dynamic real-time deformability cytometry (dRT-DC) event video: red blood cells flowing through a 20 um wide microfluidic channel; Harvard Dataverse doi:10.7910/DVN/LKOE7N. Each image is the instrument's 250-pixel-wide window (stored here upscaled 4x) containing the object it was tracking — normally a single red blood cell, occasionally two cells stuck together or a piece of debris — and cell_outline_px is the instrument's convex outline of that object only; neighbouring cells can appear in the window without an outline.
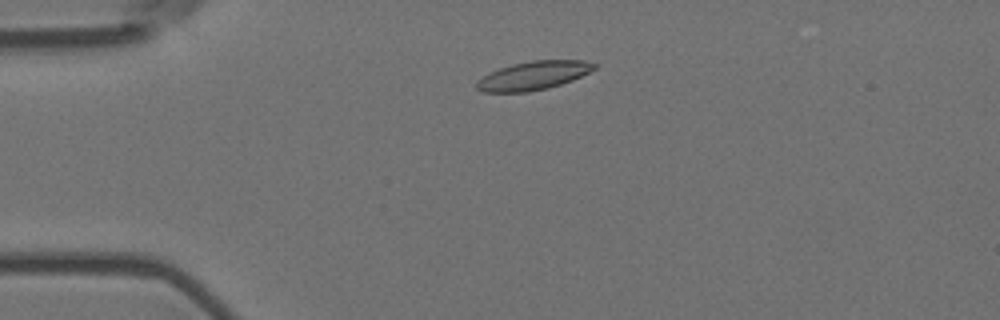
{"species": "Egyptian fruit bat (a non-hibernating species)", "species_latin": "Rousettus aegyptiacus", "temperature_condition": "room temperature", "stored_images_in_passage": 51, "camera_frame_rate_fps": 3000, "um_per_image_px": 0.085, "animal": {"sex": "female"}, "frame": {"image": 1, "passage_image": 8, "time_ms": 2.333, "image_size_px": [1000, 320], "cell_outline_px": [[596, 68], [572, 80], [548, 88], [528, 92], [484, 92], [476, 88], [476, 80], [488, 72], [512, 64], [532, 60], [584, 60], [596, 64]], "centroid_in_image_um": [45.29, 6.42], "position_along_channel_um": 39.7, "area_um2": 19.59}}
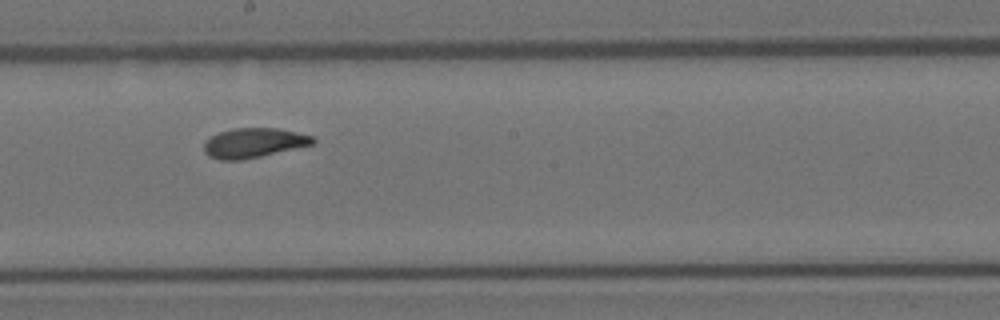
{"frame": {"image": 2, "passage_image": 26, "time_ms": 8.333, "image_size_px": [1000, 320], "cell_outline_px": [[316, 140], [312, 144], [260, 156], [240, 160], [220, 160], [208, 156], [204, 152], [204, 144], [212, 136], [220, 132], [232, 128], [276, 128], [296, 132], [312, 136]], "centroid_in_image_um": [21.54, 12.14], "position_along_channel_um": 226.7, "area_um2": 18.5}}
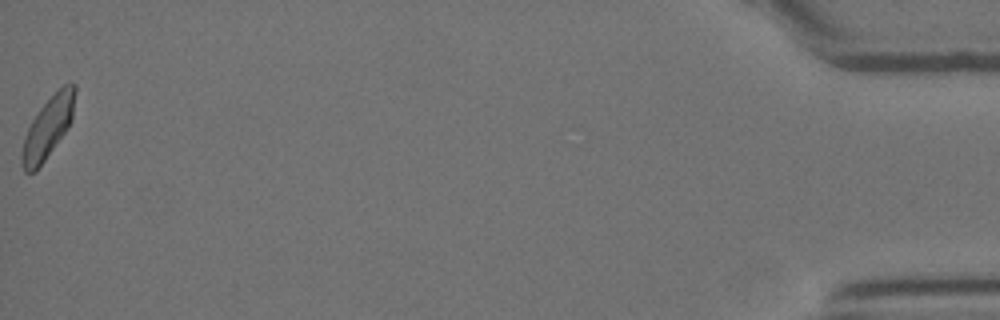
{"frame": {"image": 3, "passage_image": 51, "time_ms": 16.667, "image_size_px": [1000, 320], "cell_outline_px": [[76, 92], [72, 120], [68, 128], [36, 172], [24, 172], [20, 160], [20, 152], [28, 128], [32, 120], [40, 108], [64, 84], [72, 80], [76, 84]], "centroid_in_image_um": [4.09, 10.84], "position_along_channel_um": 431.1, "area_um2": 19.02}, "authors_computed_cell_mechanics": {"area_um2": 19.0162, "velocity_mm_per_s": 3.6352, "shape_relaxation_time_tau1_ms": 10.6394, "shape_relaxation_time_tau2_ms": 2.1901, "deformation_change_tau1": 0.2311, "deformation_change_tau2": 0.0748}}